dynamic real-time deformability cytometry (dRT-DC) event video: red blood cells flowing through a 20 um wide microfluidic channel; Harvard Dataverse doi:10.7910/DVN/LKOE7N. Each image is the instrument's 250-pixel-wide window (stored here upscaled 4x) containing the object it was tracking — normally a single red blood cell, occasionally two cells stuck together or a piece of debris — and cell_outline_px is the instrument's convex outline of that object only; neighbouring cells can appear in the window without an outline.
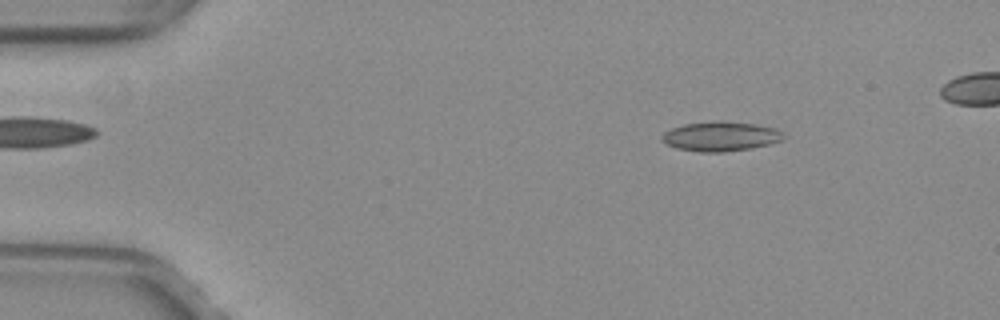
{"species": "common noctule bat (a hibernating species)", "species_latin": "Nyctalus noctula", "temperature_condition": "warm", "stored_images_in_passage": 50, "camera_frame_rate_fps": 3000, "um_per_image_px": 0.085, "animal": {"sex": "female", "body_mass_g": 29.2, "forearm_length_mm": 56.3}, "frame": {"image": 1, "passage_image": 7, "time_ms": 2.0, "image_size_px": [1000, 320], "cell_outline_px": [[788, 136], [784, 140], [752, 148], [724, 152], [700, 152], [676, 148], [660, 140], [660, 136], [664, 132], [672, 128], [684, 124], [712, 120], [724, 120], [756, 124], [776, 128], [784, 132]], "centroid_in_image_um": [61.29, 11.57], "position_along_channel_um": 23.7, "area_um2": 21.44}}
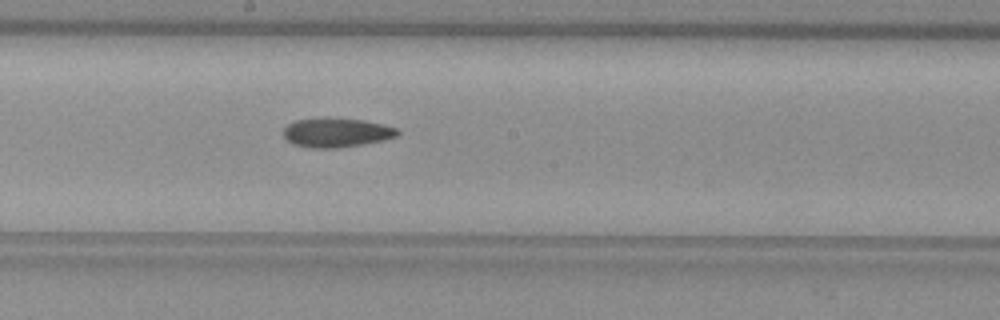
{"frame": {"image": 2, "passage_image": 28, "time_ms": 9.0, "image_size_px": [1000, 320], "cell_outline_px": [[400, 132], [396, 136], [384, 140], [364, 144], [336, 148], [308, 148], [292, 144], [284, 136], [284, 128], [288, 124], [296, 120], [324, 116], [328, 116], [364, 120], [396, 128]], "centroid_in_image_um": [28.56, 11.25], "position_along_channel_um": 219.6, "area_um2": 19.77}}
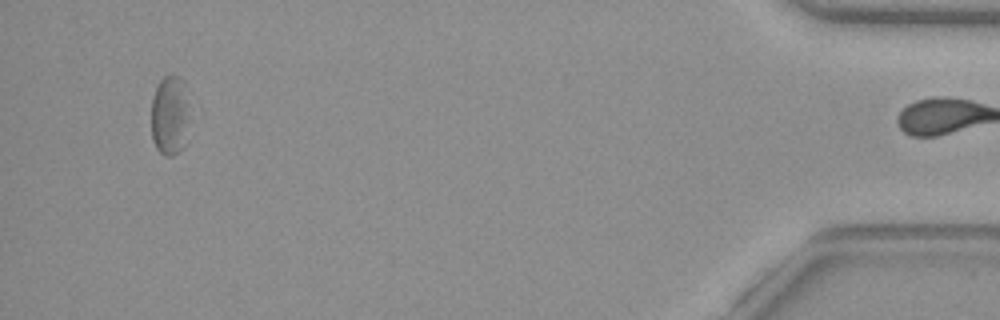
{"frame": {"image": 3, "passage_image": 49, "time_ms": 16.0, "image_size_px": [1000, 320], "cell_outline_px": [[192, 108], [184, 148], [172, 156], [164, 156], [156, 148], [152, 140], [152, 100], [156, 88], [160, 80], [164, 76], [172, 72], [184, 80]], "centroid_in_image_um": [14.5, 9.77], "position_along_channel_um": 420.7, "area_um2": 18.84}, "authors_computed_cell_mechanics": {"area_um2": 20.2589, "velocity_mm_per_s": 3.9918, "shape_relaxation_time_tau1_ms": 9.2275, "shape_relaxation_time_tau2_ms": 5.3126, "deformation_change_tau1": 0.1724, "deformation_change_tau2": 0.114}}